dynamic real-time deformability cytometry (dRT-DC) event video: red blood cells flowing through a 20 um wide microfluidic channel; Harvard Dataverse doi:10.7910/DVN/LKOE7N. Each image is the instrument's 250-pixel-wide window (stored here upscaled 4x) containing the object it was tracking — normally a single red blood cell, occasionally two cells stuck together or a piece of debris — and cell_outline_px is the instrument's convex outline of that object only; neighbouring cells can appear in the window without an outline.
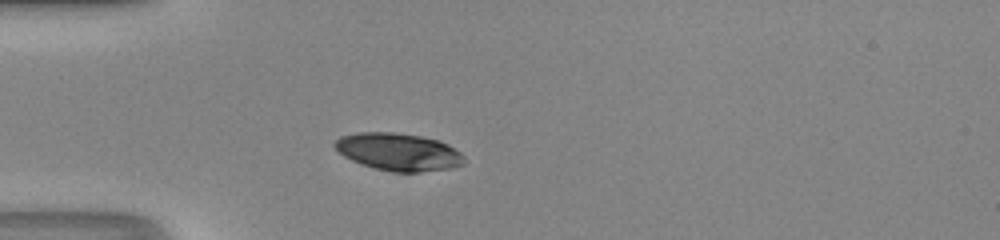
{"species": "human", "species_latin": "Homo sapiens", "temperature_condition": "room temperature", "stored_images_in_passage": 36, "camera_frame_rate_fps": 3000, "um_per_image_px": 0.085, "donor": {"sex": "male"}, "frame": {"image": 1, "passage_image": 1, "time_ms": 0.0, "image_size_px": [1000, 240], "cell_outline_px": [[464, 164], [452, 168], [420, 172], [392, 172], [360, 164], [344, 156], [332, 144], [340, 136], [360, 132], [392, 132], [420, 136], [440, 140], [448, 144], [460, 152], [464, 156]], "centroid_in_image_um": [33.89, 12.91], "position_along_channel_um": 51.1, "area_um2": 28.32}}
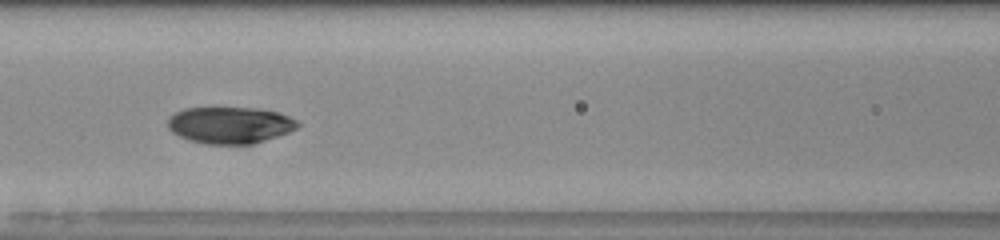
{"frame": {"image": 2, "passage_image": 9, "time_ms": 2.667, "image_size_px": [1000, 240], "cell_outline_px": [[300, 124], [296, 128], [288, 132], [252, 144], [204, 144], [188, 140], [172, 132], [168, 128], [168, 116], [184, 108], [256, 108], [280, 112], [296, 120]], "centroid_in_image_um": [19.52, 10.63], "position_along_channel_um": 147.1, "area_um2": 27.74}}
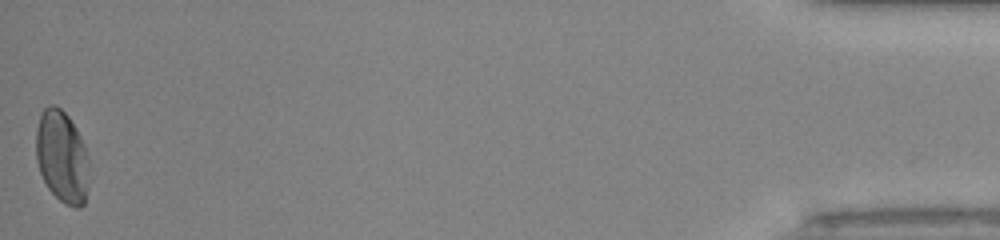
{"frame": {"image": 3, "passage_image": 36, "time_ms": 11.667, "image_size_px": [1000, 240], "cell_outline_px": [[88, 164], [84, 204], [80, 208], [76, 208], [64, 204], [48, 188], [40, 172], [36, 160], [36, 132], [40, 116], [44, 108], [48, 104], [52, 104], [60, 108], [68, 116], [76, 128], [84, 144], [88, 156]], "centroid_in_image_um": [5.25, 13.31], "position_along_channel_um": 430.0, "area_um2": 28.26}, "authors_computed_cell_mechanics": {"area_um2": 28.4376, "velocity_mm_per_s": 4.179, "shape_relaxation_time_tau1_ms": 3.3765, "shape_relaxation_time_tau2_ms": null, "deformation_change_tau1": 0.131, "deformation_change_tau2": null}}